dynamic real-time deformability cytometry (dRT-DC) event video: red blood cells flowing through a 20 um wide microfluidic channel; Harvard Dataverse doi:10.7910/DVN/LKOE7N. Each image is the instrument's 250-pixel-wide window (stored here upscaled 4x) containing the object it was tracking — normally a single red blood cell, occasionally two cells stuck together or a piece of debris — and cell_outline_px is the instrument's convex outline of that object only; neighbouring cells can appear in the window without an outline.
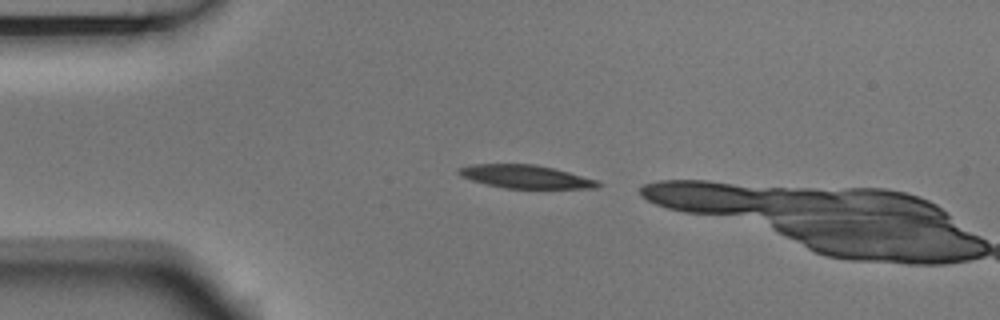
{"species": "Egyptian fruit bat (a non-hibernating species)", "species_latin": "Rousettus aegyptiacus", "temperature_condition": "room temperature", "stored_images_in_passage": 3, "camera_frame_rate_fps": 3000, "um_per_image_px": 0.085, "animal": {"sex": "male"}, "frame": {"image": 1, "passage_image": 1, "time_ms": 0.0, "image_size_px": [1000, 320], "cell_outline_px": [[604, 184], [600, 188], [504, 188], [472, 180], [460, 176], [456, 172], [456, 168], [472, 164], [536, 164], [600, 180]], "centroid_in_image_um": [44.7, 15.01], "position_along_channel_um": 40.3, "area_um2": 18.96}}